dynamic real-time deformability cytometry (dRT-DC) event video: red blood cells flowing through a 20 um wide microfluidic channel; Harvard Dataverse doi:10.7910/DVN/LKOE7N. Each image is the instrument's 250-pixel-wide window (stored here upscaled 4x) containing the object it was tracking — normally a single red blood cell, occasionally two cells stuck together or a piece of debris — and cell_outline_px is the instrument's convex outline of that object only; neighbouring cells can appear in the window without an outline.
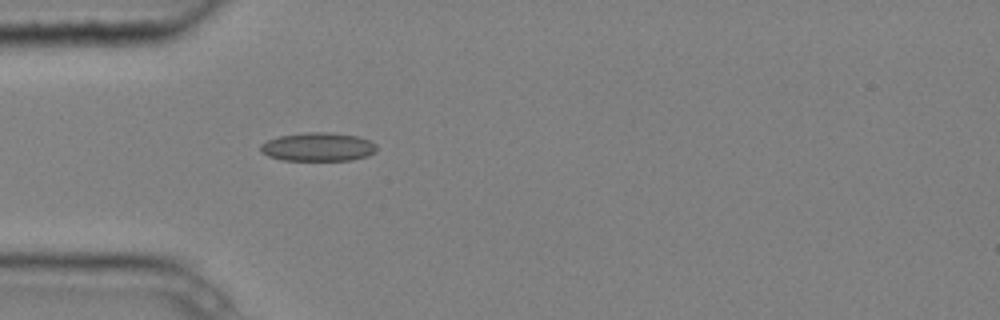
{"species": "common noctule bat (a hibernating species)", "species_latin": "Nyctalus noctula", "temperature_condition": "cold", "stored_images_in_passage": 1, "camera_frame_rate_fps": 3000, "um_per_image_px": 0.085, "animal": {"sex": "male", "body_mass_g": 20.4}, "frame": {"image": 1, "passage_image": 1, "time_ms": 0.0, "image_size_px": [1000, 320], "cell_outline_px": [[376, 152], [368, 156], [352, 160], [284, 160], [268, 156], [260, 152], [260, 144], [268, 140], [280, 136], [308, 132], [328, 132], [356, 136], [368, 140], [376, 144]], "centroid_in_image_um": [27.03, 12.49], "position_along_channel_um": 58.0, "area_um2": 19.31}}